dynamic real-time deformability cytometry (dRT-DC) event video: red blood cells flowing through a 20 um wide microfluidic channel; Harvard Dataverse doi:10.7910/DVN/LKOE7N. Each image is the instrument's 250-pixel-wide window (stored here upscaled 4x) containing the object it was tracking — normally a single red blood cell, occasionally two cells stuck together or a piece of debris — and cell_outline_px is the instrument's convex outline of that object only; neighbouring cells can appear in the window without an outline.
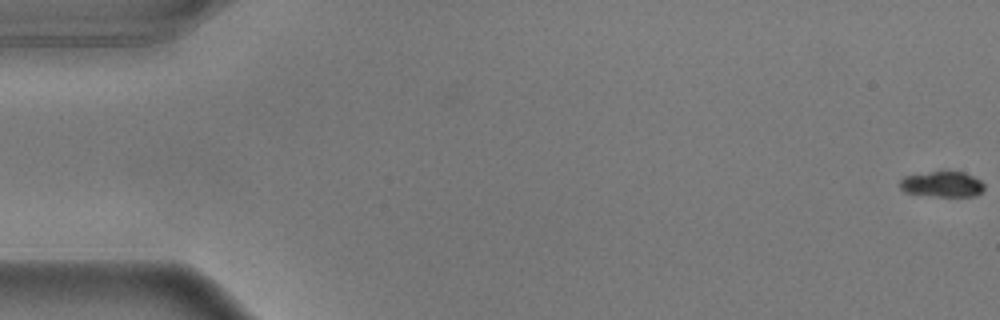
{"species": "common noctule bat (a hibernating species)", "species_latin": "Nyctalus noctula", "temperature_condition": "warm", "stored_images_in_passage": 16, "camera_frame_rate_fps": 3000, "um_per_image_px": 0.085, "animal": {"sex": "male", "body_mass_g": 17.9}, "frame": {"image": 1, "passage_image": 1, "time_ms": 0.0, "image_size_px": [1000, 320], "cell_outline_px": [[984, 188], [976, 196], [932, 196], [904, 192], [900, 188], [900, 180], [904, 176], [932, 172], [964, 172], [980, 180], [984, 184]], "centroid_in_image_um": [80.08, 15.67], "position_along_channel_um": 4.9, "area_um2": 12.43}}
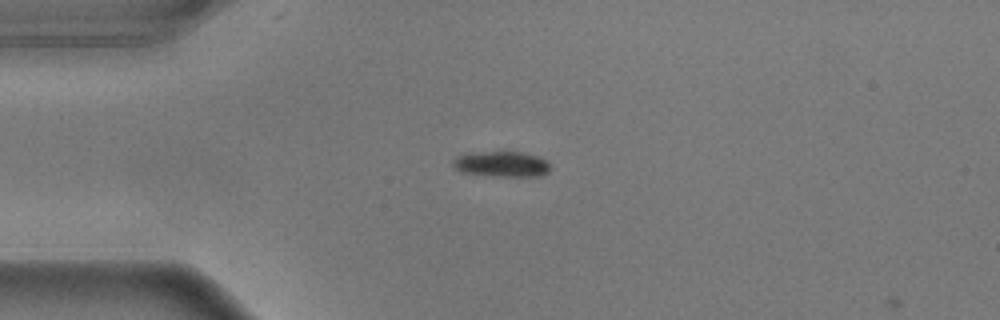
{"frame": {"image": 2, "passage_image": 15, "time_ms": 4.667, "image_size_px": [1000, 320], "cell_outline_px": [[548, 172], [540, 176], [496, 176], [460, 172], [452, 164], [452, 160], [456, 156], [468, 152], [524, 152], [540, 156], [548, 164]], "centroid_in_image_um": [42.6, 13.93], "position_along_channel_um": 42.4, "area_um2": 14.51}}